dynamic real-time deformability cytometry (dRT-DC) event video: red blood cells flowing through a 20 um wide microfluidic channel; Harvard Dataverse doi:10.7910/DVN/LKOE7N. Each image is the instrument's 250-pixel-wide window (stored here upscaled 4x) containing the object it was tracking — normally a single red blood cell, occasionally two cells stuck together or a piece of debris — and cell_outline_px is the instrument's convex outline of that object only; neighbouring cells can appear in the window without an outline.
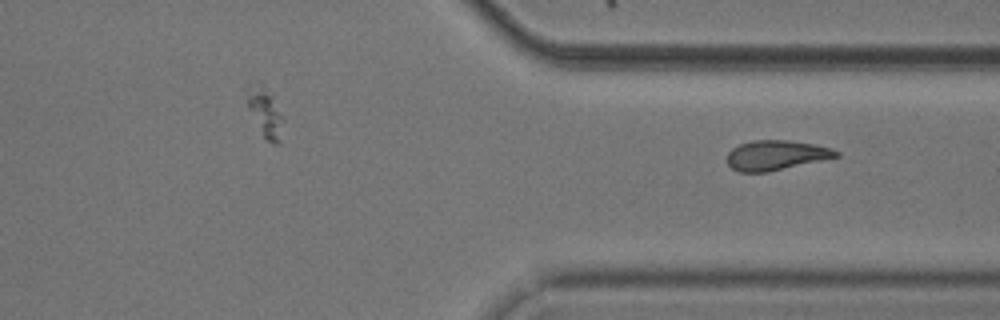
{"species": "common noctule bat (a hibernating species)", "species_latin": "Nyctalus noctula", "temperature_condition": "cold", "stored_images_in_passage": 31, "segment_of_instrument_passage": [2, 2], "camera_frame_rate_fps": 3000, "um_per_image_px": 0.085, "animal": {"sex": "male", "body_mass_g": 20.5, "forearm_length_mm": 52.5}, "frame": {"image": 1, "passage_image": 31, "time_ms": 10.0, "image_size_px": [1000, 320], "cell_outline_px": [[840, 156], [768, 172], [740, 172], [732, 168], [728, 164], [728, 152], [732, 148], [740, 144], [752, 140], [792, 140], [816, 144], [832, 148], [840, 152]], "centroid_in_image_um": [65.99, 13.18], "position_along_channel_um": 345.4, "area_um2": 19.02}}